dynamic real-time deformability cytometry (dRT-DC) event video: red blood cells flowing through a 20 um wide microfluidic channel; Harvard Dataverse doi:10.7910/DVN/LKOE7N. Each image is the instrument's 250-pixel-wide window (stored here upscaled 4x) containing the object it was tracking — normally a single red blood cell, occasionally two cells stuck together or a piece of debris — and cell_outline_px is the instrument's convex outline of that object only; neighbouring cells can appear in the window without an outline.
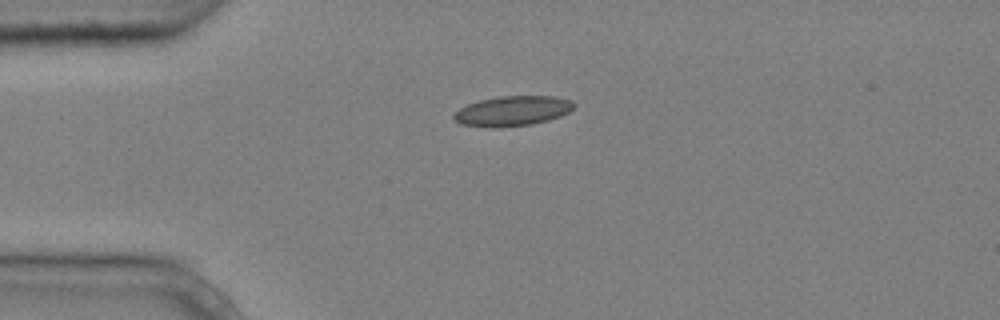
{"species": "common noctule bat (a hibernating species)", "species_latin": "Nyctalus noctula", "temperature_condition": "cold", "stored_images_in_passage": 2, "camera_frame_rate_fps": 3000, "um_per_image_px": 0.085, "animal": {"sex": "male", "body_mass_g": 20.4}, "frame": {"image": 1, "passage_image": 1, "time_ms": 0.0, "image_size_px": [1000, 320], "cell_outline_px": [[576, 104], [568, 112], [560, 116], [548, 120], [532, 124], [500, 128], [488, 128], [460, 124], [452, 116], [460, 108], [468, 104], [480, 100], [500, 96], [552, 96], [572, 100]], "centroid_in_image_um": [43.56, 9.44], "position_along_channel_um": 41.4, "area_um2": 21.04}}